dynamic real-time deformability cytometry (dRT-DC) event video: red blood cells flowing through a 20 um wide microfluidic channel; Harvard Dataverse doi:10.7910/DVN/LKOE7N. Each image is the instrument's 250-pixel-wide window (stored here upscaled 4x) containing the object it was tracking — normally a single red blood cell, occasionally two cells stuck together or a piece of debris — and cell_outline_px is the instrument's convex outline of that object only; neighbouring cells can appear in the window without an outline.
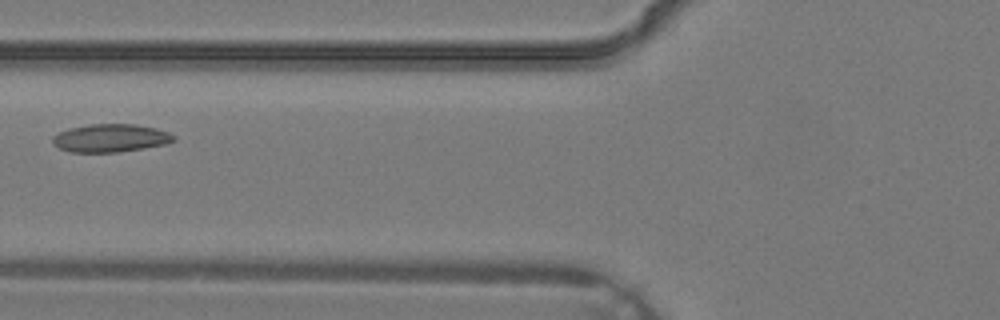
{"species": "common noctule bat (a hibernating species)", "species_latin": "Nyctalus noctula", "temperature_condition": "warm", "stored_images_in_passage": 4, "camera_frame_rate_fps": 3000, "um_per_image_px": 0.085, "animal": {"sex": "male", "body_mass_g": 19.2, "forearm_length_mm": 51.8}, "frame": {"image": 1, "passage_image": 4, "time_ms": 1.0, "image_size_px": [1000, 320], "cell_outline_px": [[176, 140], [164, 144], [144, 148], [116, 152], [72, 152], [60, 148], [52, 144], [52, 136], [68, 128], [92, 124], [136, 124], [156, 128], [168, 132], [176, 136]], "centroid_in_image_um": [9.39, 11.73], "position_along_channel_um": 116.4, "area_um2": 19.77}}